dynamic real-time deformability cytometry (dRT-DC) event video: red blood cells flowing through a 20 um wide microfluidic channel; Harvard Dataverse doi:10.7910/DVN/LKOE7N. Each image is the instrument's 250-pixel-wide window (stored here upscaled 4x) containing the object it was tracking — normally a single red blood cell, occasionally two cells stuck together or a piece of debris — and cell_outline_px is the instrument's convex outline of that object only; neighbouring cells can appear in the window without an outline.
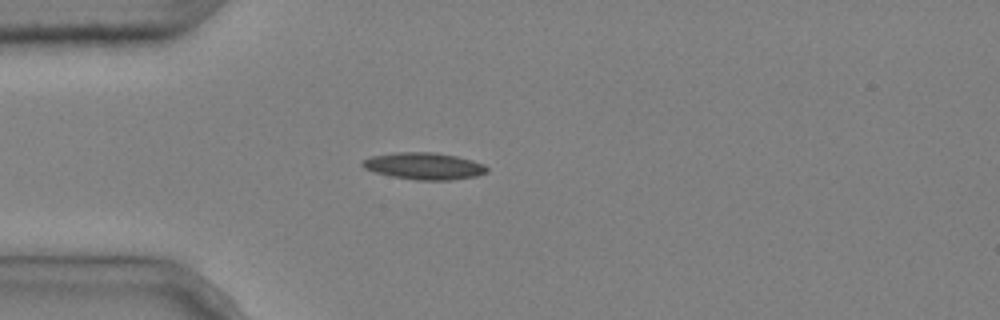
{"species": "common noctule bat (a hibernating species)", "species_latin": "Nyctalus noctula", "temperature_condition": "cold", "stored_images_in_passage": 3, "camera_frame_rate_fps": 3000, "um_per_image_px": 0.085, "animal": {"sex": "male", "body_mass_g": 20.4}, "frame": {"image": 1, "passage_image": 2, "time_ms": 0.333, "image_size_px": [1000, 320], "cell_outline_px": [[488, 172], [476, 176], [452, 180], [416, 180], [392, 176], [376, 172], [364, 168], [360, 164], [364, 160], [372, 156], [396, 152], [432, 152], [456, 156], [472, 160], [484, 164], [488, 168]], "centroid_in_image_um": [36.07, 14.11], "position_along_channel_um": 48.9, "area_um2": 19.42}}